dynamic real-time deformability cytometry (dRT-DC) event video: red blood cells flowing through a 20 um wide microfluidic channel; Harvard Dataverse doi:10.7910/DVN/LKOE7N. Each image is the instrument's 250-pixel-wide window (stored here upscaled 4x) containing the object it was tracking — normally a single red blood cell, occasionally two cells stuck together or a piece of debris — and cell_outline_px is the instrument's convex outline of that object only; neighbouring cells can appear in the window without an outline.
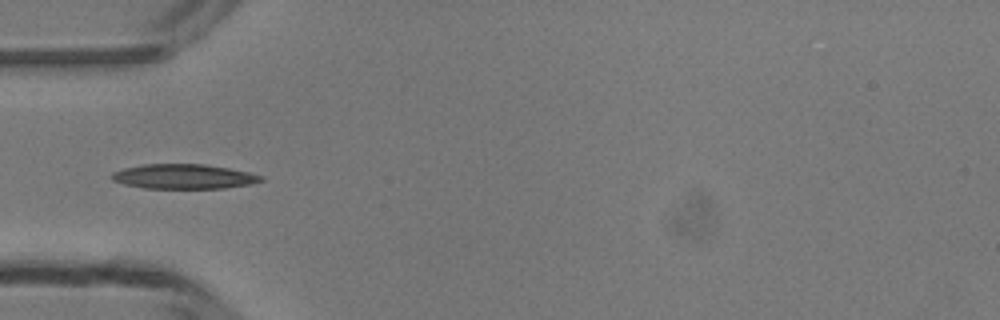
{"species": "common noctule bat (a hibernating species)", "species_latin": "Nyctalus noctula", "temperature_condition": "room temperature", "stored_images_in_passage": 6, "camera_frame_rate_fps": 3000, "um_per_image_px": 0.085, "animal": {"sex": "male", "body_mass_g": 13.3}, "frame": {"image": 1, "passage_image": 5, "time_ms": 4.667, "image_size_px": [1000, 320], "cell_outline_px": [[264, 180], [248, 184], [224, 188], [144, 188], [124, 184], [112, 180], [112, 172], [124, 168], [144, 164], [204, 164], [228, 168], [248, 172], [264, 176]], "centroid_in_image_um": [15.61, 15.0], "position_along_channel_um": 69.4, "area_um2": 21.33}}
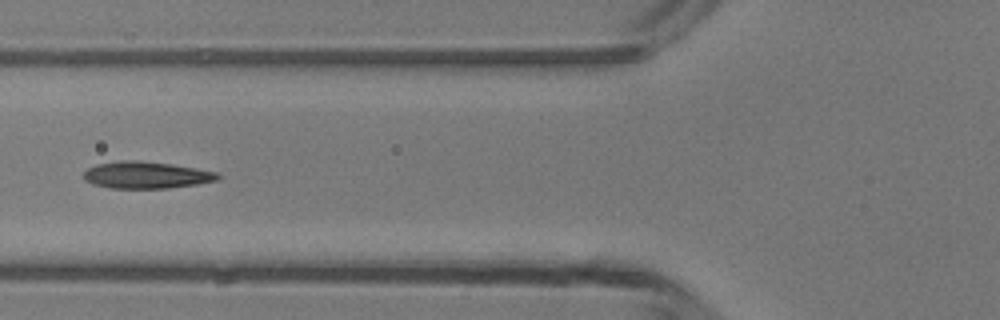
{"frame": {"image": 2, "passage_image": 6, "time_ms": 5.667, "image_size_px": [1000, 320], "cell_outline_px": [[220, 176], [216, 180], [196, 184], [168, 188], [108, 188], [92, 184], [84, 180], [84, 172], [88, 168], [96, 164], [120, 160], [136, 160], [172, 164], [220, 172]], "centroid_in_image_um": [12.41, 14.87], "position_along_channel_um": 113.4, "area_um2": 21.1}}